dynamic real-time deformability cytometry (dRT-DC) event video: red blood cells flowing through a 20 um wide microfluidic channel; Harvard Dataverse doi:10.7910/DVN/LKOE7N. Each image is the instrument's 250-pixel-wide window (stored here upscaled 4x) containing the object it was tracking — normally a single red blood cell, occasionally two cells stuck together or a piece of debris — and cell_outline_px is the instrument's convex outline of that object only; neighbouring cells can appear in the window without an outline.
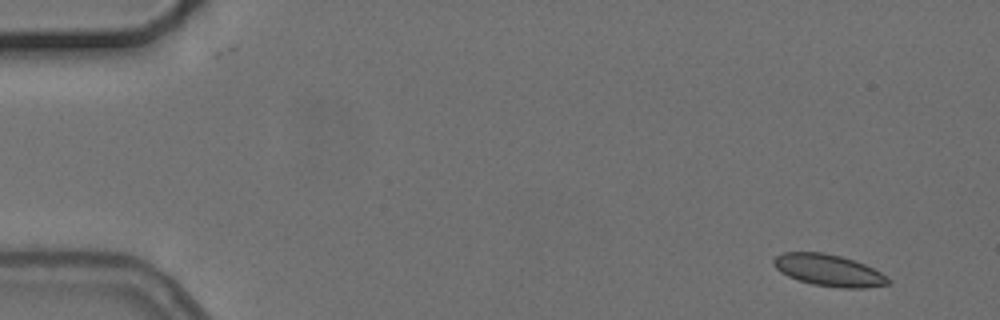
{"species": "common noctule bat (a hibernating species)", "species_latin": "Nyctalus noctula", "temperature_condition": "cold", "stored_images_in_passage": 8, "camera_frame_rate_fps": 3000, "um_per_image_px": 0.085, "animal": {"sex": "female", "body_mass_g": 24.6, "forearm_length_mm": 56.2}, "frame": {"image": 1, "passage_image": 1, "time_ms": 0.0, "image_size_px": [1000, 320], "cell_outline_px": [[892, 284], [864, 288], [840, 288], [812, 284], [788, 276], [780, 272], [772, 264], [772, 260], [776, 256], [784, 252], [824, 252], [840, 256], [864, 264], [880, 272], [892, 280]], "centroid_in_image_um": [70.45, 22.98], "position_along_channel_um": 14.6, "area_um2": 21.21}}
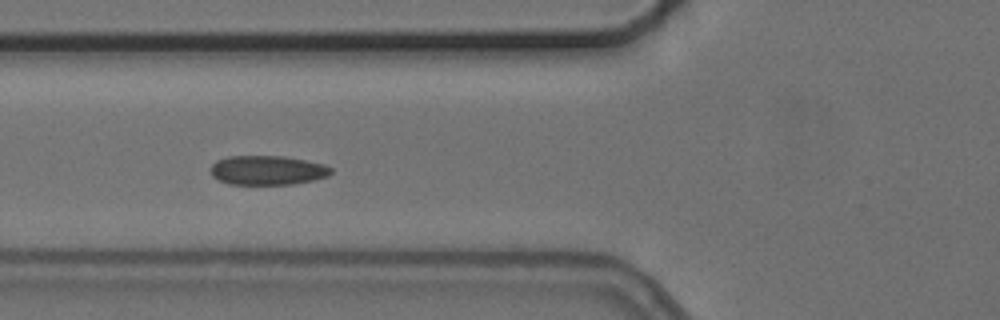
{"frame": {"image": 2, "passage_image": 6, "time_ms": 5.667, "image_size_px": [1000, 320], "cell_outline_px": [[332, 172], [328, 176], [312, 180], [292, 184], [228, 184], [212, 176], [212, 164], [216, 160], [228, 156], [284, 156], [324, 164], [332, 168]], "centroid_in_image_um": [22.73, 14.46], "position_along_channel_um": 103.1, "area_um2": 20.46}}
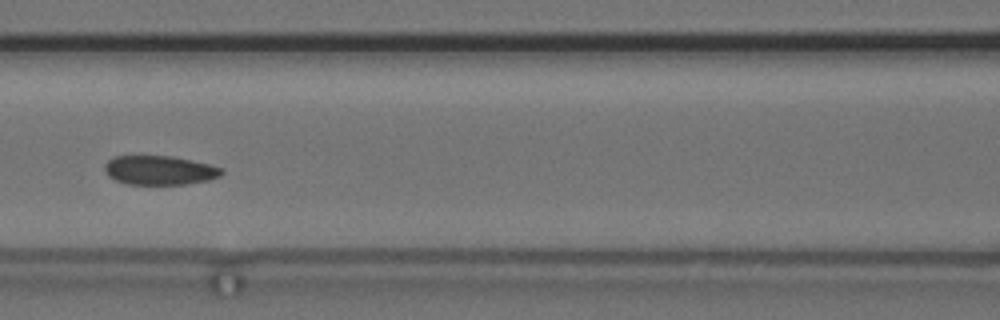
{"frame": {"image": 3, "passage_image": 7, "time_ms": 7.0, "image_size_px": [1000, 320], "cell_outline_px": [[224, 172], [220, 176], [208, 180], [184, 184], [128, 184], [116, 180], [108, 176], [104, 168], [104, 164], [112, 156], [172, 156], [208, 164], [224, 168]], "centroid_in_image_um": [13.55, 14.46], "position_along_channel_um": 153.0, "area_um2": 19.83}}